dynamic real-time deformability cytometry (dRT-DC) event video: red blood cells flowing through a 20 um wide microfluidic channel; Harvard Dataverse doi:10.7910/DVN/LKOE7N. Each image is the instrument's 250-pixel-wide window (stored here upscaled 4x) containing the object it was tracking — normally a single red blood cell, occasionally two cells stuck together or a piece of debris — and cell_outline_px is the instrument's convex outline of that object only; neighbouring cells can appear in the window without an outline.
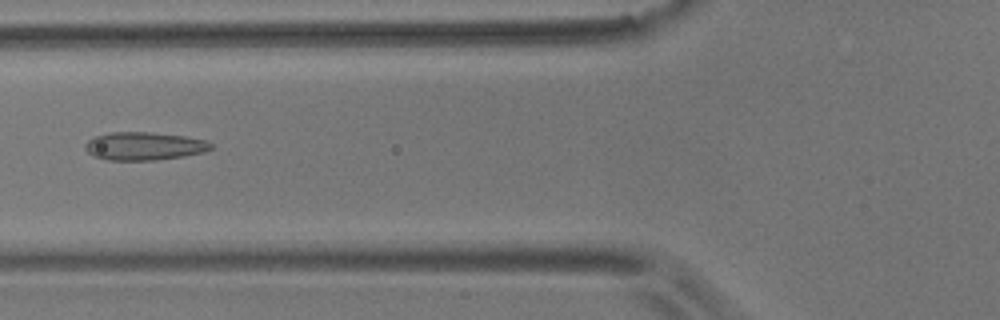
{"species": "common noctule bat (a hibernating species)", "species_latin": "Nyctalus noctula", "temperature_condition": "room temperature", "stored_images_in_passage": 2, "camera_frame_rate_fps": 3000, "um_per_image_px": 0.085, "animal": {"sex": "male", "body_mass_g": 17.9}, "frame": {"image": 1, "passage_image": 2, "time_ms": 1.333, "image_size_px": [1000, 320], "cell_outline_px": [[212, 148], [204, 152], [184, 156], [156, 160], [108, 160], [92, 156], [84, 148], [84, 144], [88, 140], [96, 136], [112, 132], [148, 132], [184, 136], [204, 140], [212, 144]], "centroid_in_image_um": [12.22, 12.42], "position_along_channel_um": 113.6, "area_um2": 20.52}}